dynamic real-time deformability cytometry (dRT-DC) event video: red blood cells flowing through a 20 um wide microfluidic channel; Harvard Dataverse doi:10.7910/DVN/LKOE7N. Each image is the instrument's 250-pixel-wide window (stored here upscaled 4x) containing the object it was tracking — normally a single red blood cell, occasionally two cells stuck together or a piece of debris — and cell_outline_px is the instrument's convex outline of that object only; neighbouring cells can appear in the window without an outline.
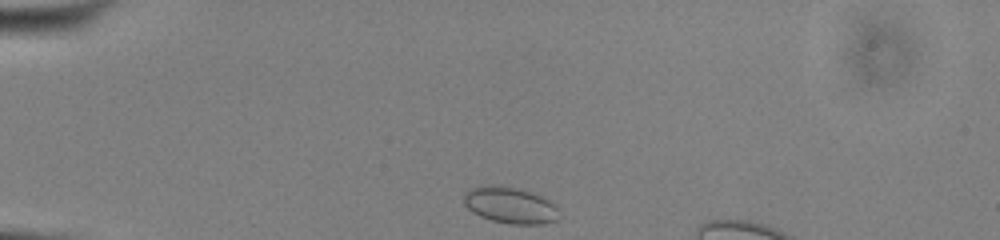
{"species": "common noctule bat (a hibernating species)", "species_latin": "Nyctalus noctula", "temperature_condition": "cold", "stored_images_in_passage": 42, "camera_frame_rate_fps": 3000, "um_per_image_px": 0.085, "animal": {"sex": "male", "body_mass_g": 13.0, "forearm_length_mm": 53.1}, "frame": {"image": 1, "passage_image": 1, "time_ms": 0.0, "image_size_px": [1000, 240], "cell_outline_px": [[556, 220], [544, 224], [508, 224], [492, 220], [480, 216], [472, 212], [464, 204], [464, 192], [480, 184], [500, 184], [516, 188], [540, 196], [556, 204]], "centroid_in_image_um": [43.29, 17.42], "position_along_channel_um": 41.7, "area_um2": 20.23}}
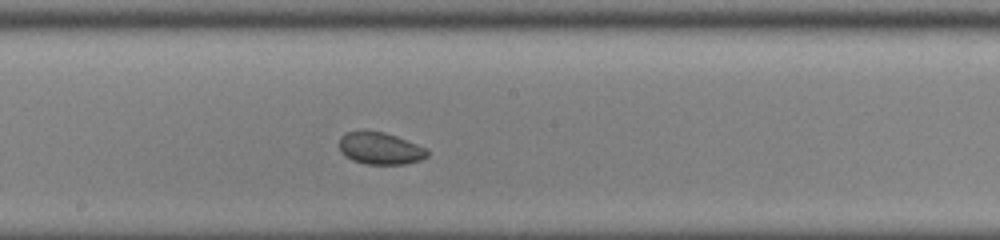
{"frame": {"image": 2, "passage_image": 18, "time_ms": 5.667, "image_size_px": [1000, 240], "cell_outline_px": [[428, 156], [420, 160], [404, 164], [364, 164], [352, 160], [344, 156], [340, 152], [340, 136], [348, 132], [360, 128], [364, 128], [384, 132], [396, 136], [428, 148]], "centroid_in_image_um": [32.28, 12.58], "position_along_channel_um": 215.9, "area_um2": 16.94}}
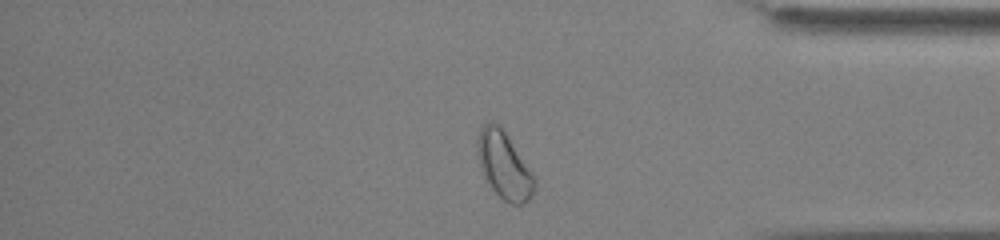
{"frame": {"image": 3, "passage_image": 33, "time_ms": 10.667, "image_size_px": [1000, 240], "cell_outline_px": [[536, 188], [532, 196], [524, 204], [512, 204], [504, 200], [492, 188], [484, 176], [476, 152], [476, 140], [480, 128], [488, 120], [492, 120], [500, 124], [504, 128], [532, 172], [536, 180]], "centroid_in_image_um": [42.85, 13.99], "position_along_channel_um": 392.4, "area_um2": 22.66}, "authors_computed_cell_mechanics": {"area_um2": 17.7157, "velocity_mm_per_s": 3.8248, "shape_relaxation_time_tau1_ms": null, "shape_relaxation_time_tau2_ms": 2.1896, "deformation_change_tau1": null, "deformation_change_tau2": 0.04}}